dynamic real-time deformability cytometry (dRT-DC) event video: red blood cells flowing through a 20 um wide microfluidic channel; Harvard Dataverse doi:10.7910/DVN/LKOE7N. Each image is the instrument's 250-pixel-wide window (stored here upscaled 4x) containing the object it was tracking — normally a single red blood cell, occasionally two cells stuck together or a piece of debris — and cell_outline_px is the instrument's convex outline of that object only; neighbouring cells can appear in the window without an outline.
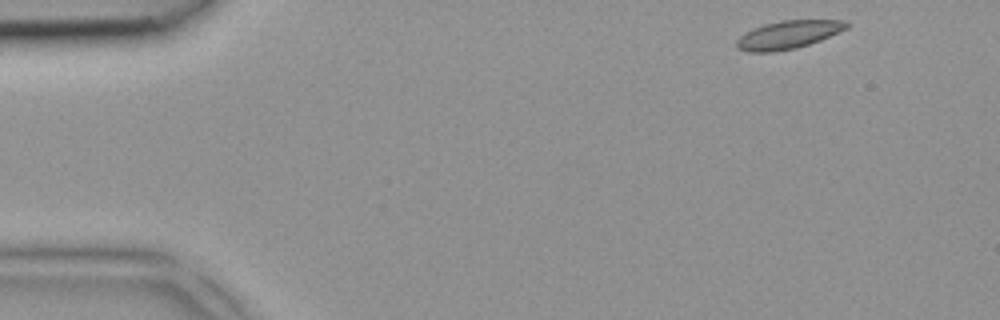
{"species": "common noctule bat (a hibernating species)", "species_latin": "Nyctalus noctula", "temperature_condition": "room temperature", "stored_images_in_passage": 4, "camera_frame_rate_fps": 3000, "um_per_image_px": 0.085, "animal": {"sex": "female", "body_mass_g": 18.4}, "frame": {"image": 1, "passage_image": 1, "time_ms": 0.0, "image_size_px": [1000, 320], "cell_outline_px": [[852, 24], [848, 28], [820, 40], [796, 48], [772, 52], [748, 52], [736, 48], [736, 40], [740, 36], [752, 28], [764, 24], [780, 20], [848, 20]], "centroid_in_image_um": [67.01, 2.94], "position_along_channel_um": 18.0, "area_um2": 18.15}}
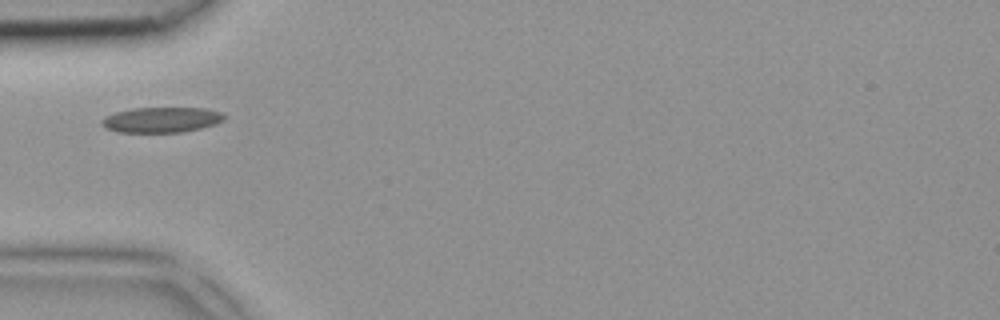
{"frame": {"image": 2, "passage_image": 4, "time_ms": 1.0, "image_size_px": [1000, 320], "cell_outline_px": [[224, 120], [216, 124], [184, 132], [116, 132], [104, 128], [100, 124], [100, 120], [116, 112], [132, 108], [204, 108], [220, 112], [224, 116]], "centroid_in_image_um": [13.69, 10.19], "position_along_channel_um": 71.3, "area_um2": 18.09}}